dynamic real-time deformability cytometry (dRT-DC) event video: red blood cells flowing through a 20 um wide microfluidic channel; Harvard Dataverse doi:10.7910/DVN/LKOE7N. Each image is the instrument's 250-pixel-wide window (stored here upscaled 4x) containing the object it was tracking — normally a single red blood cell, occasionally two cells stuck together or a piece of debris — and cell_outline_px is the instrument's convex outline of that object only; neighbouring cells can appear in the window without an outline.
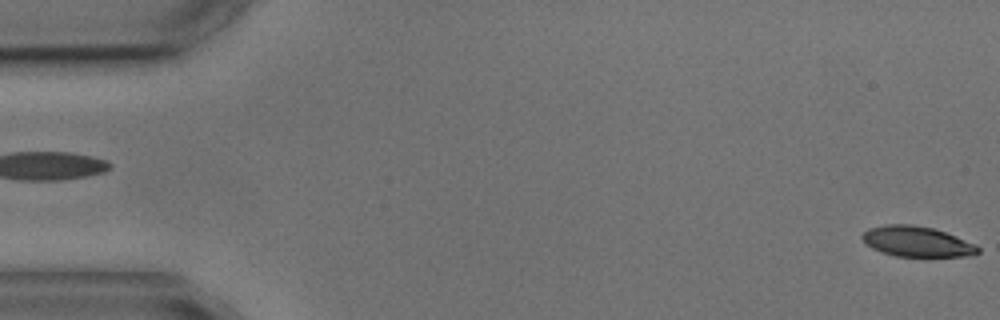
{"species": "common noctule bat (a hibernating species)", "species_latin": "Nyctalus noctula", "temperature_condition": "cold", "stored_images_in_passage": 3, "segment_of_instrument_passage": [2, 2], "camera_frame_rate_fps": 3000, "um_per_image_px": 0.085, "animal": {"sex": "male", "body_mass_g": 17.9, "forearm_length_mm": 54.2}, "frame": {"image": 1, "passage_image": 3, "time_ms": 2.333, "image_size_px": [1000, 320], "cell_outline_px": [[980, 252], [972, 256], [896, 256], [872, 248], [860, 236], [868, 228], [884, 224], [912, 224], [932, 228], [956, 236], [976, 244], [980, 248]], "centroid_in_image_um": [77.96, 20.52], "position_along_channel_um": 7.0, "area_um2": 20.4}}